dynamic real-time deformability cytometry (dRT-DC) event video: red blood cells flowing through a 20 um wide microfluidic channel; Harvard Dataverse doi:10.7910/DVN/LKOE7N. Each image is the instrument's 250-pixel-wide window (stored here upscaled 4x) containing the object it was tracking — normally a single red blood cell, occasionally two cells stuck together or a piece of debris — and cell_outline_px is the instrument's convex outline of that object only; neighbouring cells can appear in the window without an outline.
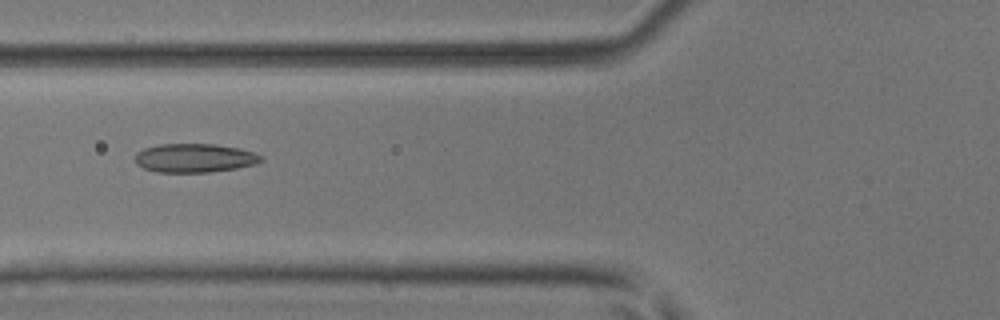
{"species": "common noctule bat (a hibernating species)", "species_latin": "Nyctalus noctula", "temperature_condition": "room temperature", "stored_images_in_passage": 5, "camera_frame_rate_fps": 3000, "um_per_image_px": 0.085, "animal": {"sex": "male", "body_mass_g": 17.9, "forearm_length_mm": 54.2}, "frame": {"image": 1, "passage_image": 5, "time_ms": 1.333, "image_size_px": [1000, 320], "cell_outline_px": [[264, 160], [256, 164], [236, 168], [208, 172], [156, 172], [144, 168], [136, 164], [136, 152], [144, 148], [160, 144], [212, 144], [240, 148], [264, 156]], "centroid_in_image_um": [16.55, 13.43], "position_along_channel_um": 109.2, "area_um2": 21.15}}